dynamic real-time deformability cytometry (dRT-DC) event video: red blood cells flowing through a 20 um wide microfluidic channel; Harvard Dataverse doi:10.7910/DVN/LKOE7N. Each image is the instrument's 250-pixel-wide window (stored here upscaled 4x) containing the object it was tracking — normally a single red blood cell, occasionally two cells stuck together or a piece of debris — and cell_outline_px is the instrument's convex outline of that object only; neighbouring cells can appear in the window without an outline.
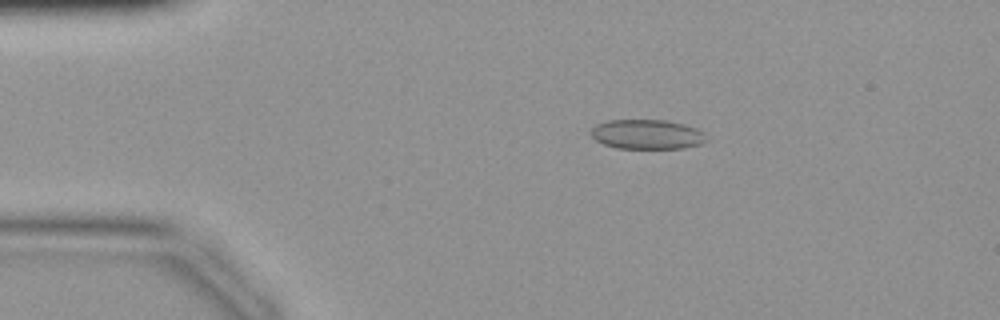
{"species": "common noctule bat (a hibernating species)", "species_latin": "Nyctalus noctula", "temperature_condition": "warm", "stored_images_in_passage": 42, "camera_frame_rate_fps": 3000, "um_per_image_px": 0.085, "animal": {"sex": "female", "body_mass_g": 19.9}, "frame": {"image": 1, "passage_image": 8, "time_ms": 2.333, "image_size_px": [1000, 320], "cell_outline_px": [[708, 140], [700, 144], [684, 148], [616, 148], [604, 144], [596, 140], [592, 136], [592, 128], [596, 124], [608, 120], [664, 120], [684, 124], [696, 128], [704, 132]], "centroid_in_image_um": [55.02, 11.42], "position_along_channel_um": 30.0, "area_um2": 19.88}}
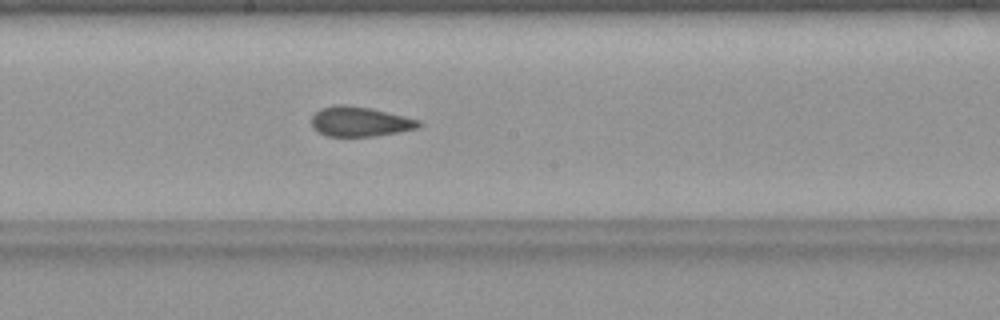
{"frame": {"image": 2, "passage_image": 23, "time_ms": 7.333, "image_size_px": [1000, 320], "cell_outline_px": [[424, 124], [416, 128], [400, 132], [376, 136], [328, 136], [312, 128], [312, 116], [320, 108], [336, 104], [344, 104], [368, 108], [404, 116], [420, 120]], "centroid_in_image_um": [30.59, 10.34], "position_along_channel_um": 217.6, "area_um2": 18.55}}
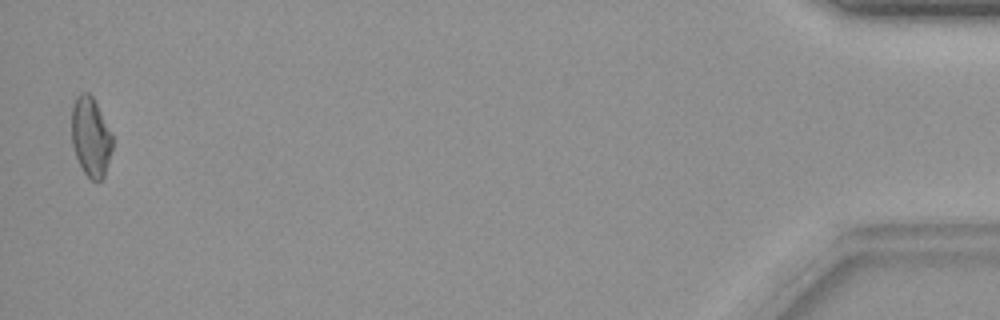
{"frame": {"image": 3, "passage_image": 42, "time_ms": 13.667, "image_size_px": [1000, 320], "cell_outline_px": [[112, 148], [104, 176], [100, 180], [92, 180], [84, 172], [76, 156], [72, 144], [72, 108], [76, 96], [80, 92], [88, 92], [92, 96], [112, 132]], "centroid_in_image_um": [7.71, 11.6], "position_along_channel_um": 427.5, "area_um2": 18.73}}